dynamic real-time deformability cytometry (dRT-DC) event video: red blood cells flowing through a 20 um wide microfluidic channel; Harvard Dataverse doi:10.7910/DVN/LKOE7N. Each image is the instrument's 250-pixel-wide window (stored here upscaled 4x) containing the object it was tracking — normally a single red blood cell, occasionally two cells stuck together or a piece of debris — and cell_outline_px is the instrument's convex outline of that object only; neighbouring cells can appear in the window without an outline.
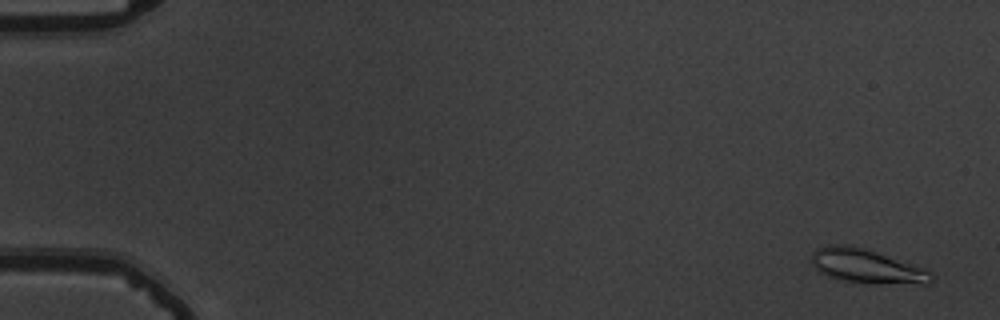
{"species": "common noctule bat (a hibernating species)", "species_latin": "Nyctalus noctula", "temperature_condition": "warm", "stored_images_in_passage": 55, "camera_frame_rate_fps": 3000, "um_per_image_px": 0.085, "animal": {"sex": "male", "body_mass_g": 19.5, "forearm_length_mm": 54.6}, "frame": {"image": 1, "passage_image": 3, "time_ms": 0.667, "image_size_px": [1000, 320], "cell_outline_px": [[936, 280], [928, 284], [920, 284], [836, 280], [820, 272], [812, 264], [812, 256], [816, 248], [828, 244], [848, 244], [876, 252], [924, 268], [932, 272], [936, 276]], "centroid_in_image_um": [73.68, 22.61], "position_along_channel_um": 11.3, "area_um2": 23.52}}
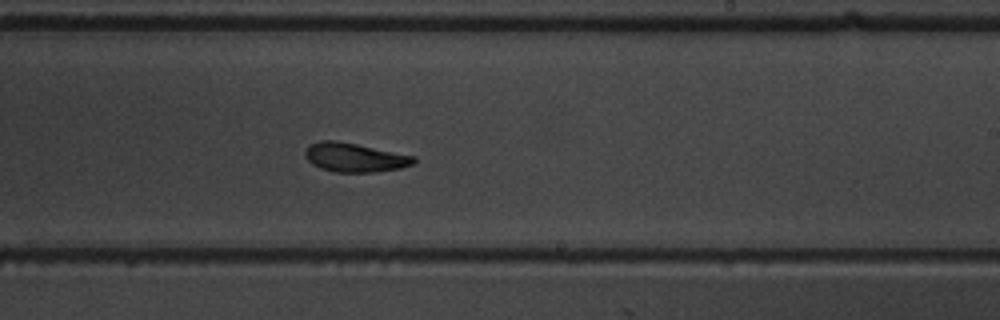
{"frame": {"image": 2, "passage_image": 35, "time_ms": 11.333, "image_size_px": [1000, 320], "cell_outline_px": [[416, 160], [412, 164], [400, 168], [376, 172], [332, 172], [320, 168], [312, 164], [304, 156], [304, 152], [312, 144], [320, 140], [336, 140], [416, 156]], "centroid_in_image_um": [30.14, 13.39], "position_along_channel_um": 258.9, "area_um2": 18.32}}
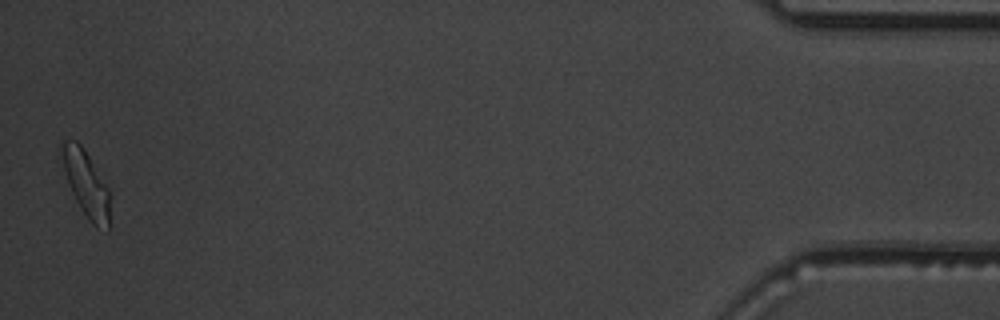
{"frame": {"image": 3, "passage_image": 55, "time_ms": 18.0, "image_size_px": [1000, 320], "cell_outline_px": [[112, 196], [108, 232], [96, 228], [88, 220], [76, 200], [72, 192], [64, 168], [60, 152], [60, 144], [64, 140], [76, 140], [80, 144], [88, 156], [108, 188]], "centroid_in_image_um": [7.37, 15.69], "position_along_channel_um": 427.8, "area_um2": 18.55}, "authors_computed_cell_mechanics": {"area_um2": 18.6116, "velocity_mm_per_s": 3.7671, "shape_relaxation_time_tau1_ms": 5.7345, "shape_relaxation_time_tau2_ms": 3.1895, "deformation_change_tau1": 0.1798, "deformation_change_tau2": 0.0925}}